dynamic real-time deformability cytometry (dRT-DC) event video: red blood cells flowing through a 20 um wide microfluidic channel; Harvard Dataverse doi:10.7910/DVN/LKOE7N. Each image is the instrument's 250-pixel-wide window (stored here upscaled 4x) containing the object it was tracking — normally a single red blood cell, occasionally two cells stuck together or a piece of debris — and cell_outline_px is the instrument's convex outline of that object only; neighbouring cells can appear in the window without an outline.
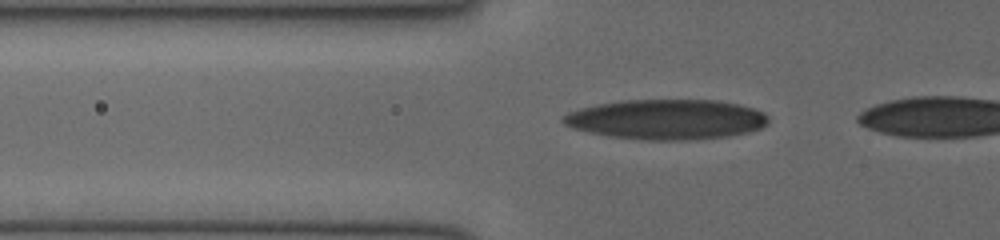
{"species": "human", "species_latin": "Homo sapiens", "temperature_condition": "cold", "stored_images_in_passage": 30, "camera_frame_rate_fps": 3000, "um_per_image_px": 0.085, "donor": {"sex": "female"}, "frame": {"image": 1, "passage_image": 4, "time_ms": 1.0, "image_size_px": [1000, 240], "cell_outline_px": [[768, 124], [760, 128], [748, 132], [728, 136], [688, 140], [648, 140], [608, 136], [588, 132], [572, 128], [564, 124], [560, 120], [568, 112], [580, 108], [600, 104], [624, 100], [716, 100], [740, 104], [764, 112], [768, 116]], "centroid_in_image_um": [56.66, 10.15], "position_along_channel_um": 69.1, "area_um2": 47.92}}
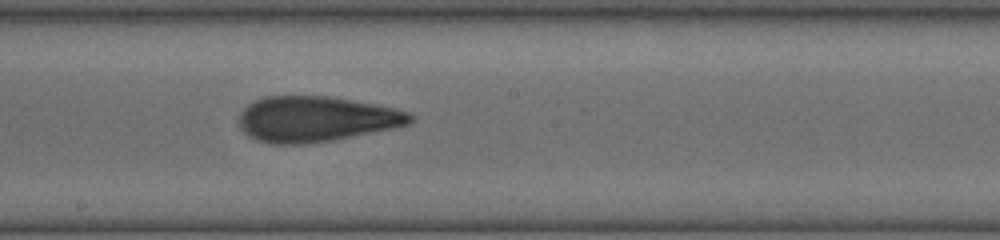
{"frame": {"image": 2, "passage_image": 15, "time_ms": 4.667, "image_size_px": [1000, 240], "cell_outline_px": [[416, 120], [408, 124], [396, 128], [332, 140], [304, 144], [268, 144], [256, 140], [248, 136], [240, 128], [240, 112], [248, 104], [264, 96], [328, 96], [352, 100], [396, 108], [408, 112]], "centroid_in_image_um": [26.86, 10.12], "position_along_channel_um": 221.3, "area_um2": 45.55}}
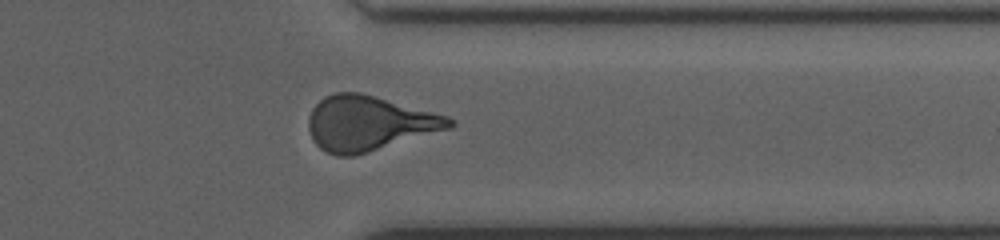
{"frame": {"image": 3, "passage_image": 26, "time_ms": 8.333, "image_size_px": [1000, 240], "cell_outline_px": [[456, 124], [452, 128], [352, 156], [336, 156], [320, 148], [312, 140], [308, 128], [308, 116], [312, 108], [324, 96], [336, 92], [360, 92], [376, 96], [448, 116]], "centroid_in_image_um": [31.34, 10.47], "position_along_channel_um": 380.1, "area_um2": 44.91}}